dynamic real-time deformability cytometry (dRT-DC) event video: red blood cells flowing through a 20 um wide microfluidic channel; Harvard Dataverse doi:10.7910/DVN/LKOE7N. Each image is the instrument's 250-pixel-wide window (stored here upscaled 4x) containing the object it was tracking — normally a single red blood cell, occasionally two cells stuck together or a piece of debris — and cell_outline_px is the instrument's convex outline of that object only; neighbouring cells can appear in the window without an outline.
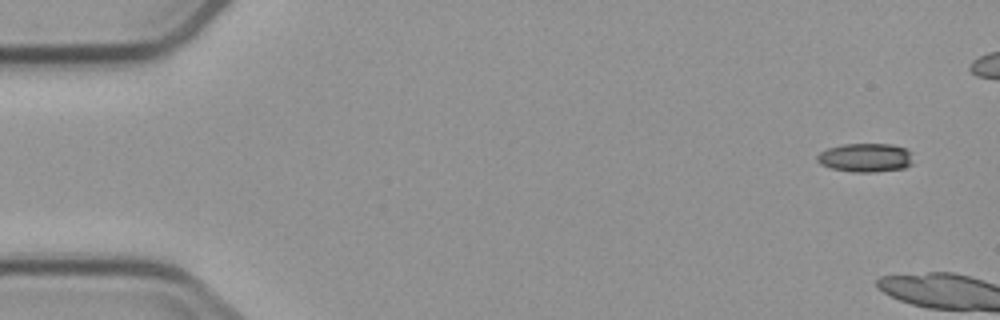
{"species": "common noctule bat (a hibernating species)", "species_latin": "Nyctalus noctula", "temperature_condition": "cold", "stored_images_in_passage": 2, "camera_frame_rate_fps": 3000, "um_per_image_px": 0.085, "animal": {"sex": "male", "body_mass_g": 23.1, "forearm_length_mm": 52.7}, "frame": {"image": 1, "passage_image": 1, "time_ms": 0.0, "image_size_px": [1000, 320], "cell_outline_px": [[912, 164], [904, 168], [876, 172], [852, 172], [832, 168], [820, 164], [816, 160], [816, 156], [820, 152], [828, 148], [844, 144], [892, 144], [908, 148], [912, 152]], "centroid_in_image_um": [73.6, 13.4], "position_along_channel_um": 11.4, "area_um2": 16.3}}